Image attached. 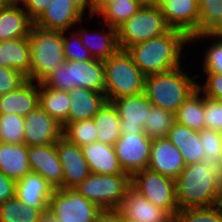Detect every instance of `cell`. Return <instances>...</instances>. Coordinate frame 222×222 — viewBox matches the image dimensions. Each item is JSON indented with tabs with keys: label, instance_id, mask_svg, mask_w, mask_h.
<instances>
[{
	"label": "cell",
	"instance_id": "cell-10",
	"mask_svg": "<svg viewBox=\"0 0 222 222\" xmlns=\"http://www.w3.org/2000/svg\"><path fill=\"white\" fill-rule=\"evenodd\" d=\"M131 186L152 204L172 216L179 209L176 202L175 180L145 168L131 176Z\"/></svg>",
	"mask_w": 222,
	"mask_h": 222
},
{
	"label": "cell",
	"instance_id": "cell-7",
	"mask_svg": "<svg viewBox=\"0 0 222 222\" xmlns=\"http://www.w3.org/2000/svg\"><path fill=\"white\" fill-rule=\"evenodd\" d=\"M171 28L165 21L158 4H143L126 22L117 28L120 49L159 37Z\"/></svg>",
	"mask_w": 222,
	"mask_h": 222
},
{
	"label": "cell",
	"instance_id": "cell-40",
	"mask_svg": "<svg viewBox=\"0 0 222 222\" xmlns=\"http://www.w3.org/2000/svg\"><path fill=\"white\" fill-rule=\"evenodd\" d=\"M63 31V52L66 61H87L94 59L90 51L83 45L78 32H70V37Z\"/></svg>",
	"mask_w": 222,
	"mask_h": 222
},
{
	"label": "cell",
	"instance_id": "cell-8",
	"mask_svg": "<svg viewBox=\"0 0 222 222\" xmlns=\"http://www.w3.org/2000/svg\"><path fill=\"white\" fill-rule=\"evenodd\" d=\"M131 186L129 174L100 175L90 173L76 190L101 210H116Z\"/></svg>",
	"mask_w": 222,
	"mask_h": 222
},
{
	"label": "cell",
	"instance_id": "cell-16",
	"mask_svg": "<svg viewBox=\"0 0 222 222\" xmlns=\"http://www.w3.org/2000/svg\"><path fill=\"white\" fill-rule=\"evenodd\" d=\"M112 103L116 107L121 120V133H145L144 127L152 104L144 92L134 96L118 98Z\"/></svg>",
	"mask_w": 222,
	"mask_h": 222
},
{
	"label": "cell",
	"instance_id": "cell-1",
	"mask_svg": "<svg viewBox=\"0 0 222 222\" xmlns=\"http://www.w3.org/2000/svg\"><path fill=\"white\" fill-rule=\"evenodd\" d=\"M179 209L218 205L222 192V162L202 159L186 165L175 179Z\"/></svg>",
	"mask_w": 222,
	"mask_h": 222
},
{
	"label": "cell",
	"instance_id": "cell-49",
	"mask_svg": "<svg viewBox=\"0 0 222 222\" xmlns=\"http://www.w3.org/2000/svg\"><path fill=\"white\" fill-rule=\"evenodd\" d=\"M73 5H75L83 14L86 9H89L90 14V0H69Z\"/></svg>",
	"mask_w": 222,
	"mask_h": 222
},
{
	"label": "cell",
	"instance_id": "cell-26",
	"mask_svg": "<svg viewBox=\"0 0 222 222\" xmlns=\"http://www.w3.org/2000/svg\"><path fill=\"white\" fill-rule=\"evenodd\" d=\"M167 138L180 150L186 165L198 163L204 159L199 131L175 122Z\"/></svg>",
	"mask_w": 222,
	"mask_h": 222
},
{
	"label": "cell",
	"instance_id": "cell-18",
	"mask_svg": "<svg viewBox=\"0 0 222 222\" xmlns=\"http://www.w3.org/2000/svg\"><path fill=\"white\" fill-rule=\"evenodd\" d=\"M185 167L180 150L167 137L152 139L148 169L175 180Z\"/></svg>",
	"mask_w": 222,
	"mask_h": 222
},
{
	"label": "cell",
	"instance_id": "cell-13",
	"mask_svg": "<svg viewBox=\"0 0 222 222\" xmlns=\"http://www.w3.org/2000/svg\"><path fill=\"white\" fill-rule=\"evenodd\" d=\"M56 150L63 168V188H75L90 174L82 148L62 136Z\"/></svg>",
	"mask_w": 222,
	"mask_h": 222
},
{
	"label": "cell",
	"instance_id": "cell-42",
	"mask_svg": "<svg viewBox=\"0 0 222 222\" xmlns=\"http://www.w3.org/2000/svg\"><path fill=\"white\" fill-rule=\"evenodd\" d=\"M205 128L222 133V100H211L204 96Z\"/></svg>",
	"mask_w": 222,
	"mask_h": 222
},
{
	"label": "cell",
	"instance_id": "cell-23",
	"mask_svg": "<svg viewBox=\"0 0 222 222\" xmlns=\"http://www.w3.org/2000/svg\"><path fill=\"white\" fill-rule=\"evenodd\" d=\"M82 148L83 155L88 163L90 173L100 175H116L124 173L119 165L113 145L94 141Z\"/></svg>",
	"mask_w": 222,
	"mask_h": 222
},
{
	"label": "cell",
	"instance_id": "cell-2",
	"mask_svg": "<svg viewBox=\"0 0 222 222\" xmlns=\"http://www.w3.org/2000/svg\"><path fill=\"white\" fill-rule=\"evenodd\" d=\"M190 38L182 31L170 29L164 35L130 46L126 51L145 76L167 72L181 66L183 45Z\"/></svg>",
	"mask_w": 222,
	"mask_h": 222
},
{
	"label": "cell",
	"instance_id": "cell-9",
	"mask_svg": "<svg viewBox=\"0 0 222 222\" xmlns=\"http://www.w3.org/2000/svg\"><path fill=\"white\" fill-rule=\"evenodd\" d=\"M48 209L58 222H96L103 211L76 188L54 189Z\"/></svg>",
	"mask_w": 222,
	"mask_h": 222
},
{
	"label": "cell",
	"instance_id": "cell-43",
	"mask_svg": "<svg viewBox=\"0 0 222 222\" xmlns=\"http://www.w3.org/2000/svg\"><path fill=\"white\" fill-rule=\"evenodd\" d=\"M27 81L21 72L0 66V96L15 91Z\"/></svg>",
	"mask_w": 222,
	"mask_h": 222
},
{
	"label": "cell",
	"instance_id": "cell-46",
	"mask_svg": "<svg viewBox=\"0 0 222 222\" xmlns=\"http://www.w3.org/2000/svg\"><path fill=\"white\" fill-rule=\"evenodd\" d=\"M16 182L0 172V204L15 196Z\"/></svg>",
	"mask_w": 222,
	"mask_h": 222
},
{
	"label": "cell",
	"instance_id": "cell-24",
	"mask_svg": "<svg viewBox=\"0 0 222 222\" xmlns=\"http://www.w3.org/2000/svg\"><path fill=\"white\" fill-rule=\"evenodd\" d=\"M37 84L27 80L15 91L0 96V114H16L25 117L34 110L39 105V83Z\"/></svg>",
	"mask_w": 222,
	"mask_h": 222
},
{
	"label": "cell",
	"instance_id": "cell-54",
	"mask_svg": "<svg viewBox=\"0 0 222 222\" xmlns=\"http://www.w3.org/2000/svg\"><path fill=\"white\" fill-rule=\"evenodd\" d=\"M10 2L20 3L22 0H9Z\"/></svg>",
	"mask_w": 222,
	"mask_h": 222
},
{
	"label": "cell",
	"instance_id": "cell-45",
	"mask_svg": "<svg viewBox=\"0 0 222 222\" xmlns=\"http://www.w3.org/2000/svg\"><path fill=\"white\" fill-rule=\"evenodd\" d=\"M52 0H22L24 10L28 13L30 19L35 22L46 10Z\"/></svg>",
	"mask_w": 222,
	"mask_h": 222
},
{
	"label": "cell",
	"instance_id": "cell-36",
	"mask_svg": "<svg viewBox=\"0 0 222 222\" xmlns=\"http://www.w3.org/2000/svg\"><path fill=\"white\" fill-rule=\"evenodd\" d=\"M96 134L97 129L93 118L66 123L63 126V136L80 147L97 141Z\"/></svg>",
	"mask_w": 222,
	"mask_h": 222
},
{
	"label": "cell",
	"instance_id": "cell-28",
	"mask_svg": "<svg viewBox=\"0 0 222 222\" xmlns=\"http://www.w3.org/2000/svg\"><path fill=\"white\" fill-rule=\"evenodd\" d=\"M103 26L104 28L105 26L108 27V31L101 29L102 33L95 34L94 32L90 34L84 28L77 31L83 45L90 51L93 58L100 60L108 59L120 49L117 29L105 24Z\"/></svg>",
	"mask_w": 222,
	"mask_h": 222
},
{
	"label": "cell",
	"instance_id": "cell-48",
	"mask_svg": "<svg viewBox=\"0 0 222 222\" xmlns=\"http://www.w3.org/2000/svg\"><path fill=\"white\" fill-rule=\"evenodd\" d=\"M112 0H90V18H93L103 7Z\"/></svg>",
	"mask_w": 222,
	"mask_h": 222
},
{
	"label": "cell",
	"instance_id": "cell-38",
	"mask_svg": "<svg viewBox=\"0 0 222 222\" xmlns=\"http://www.w3.org/2000/svg\"><path fill=\"white\" fill-rule=\"evenodd\" d=\"M208 38L214 39L206 53H204L202 67L204 72H214L217 74H222V33L219 34H201L198 36H193L190 38V42L197 40H204ZM216 38V39H215Z\"/></svg>",
	"mask_w": 222,
	"mask_h": 222
},
{
	"label": "cell",
	"instance_id": "cell-41",
	"mask_svg": "<svg viewBox=\"0 0 222 222\" xmlns=\"http://www.w3.org/2000/svg\"><path fill=\"white\" fill-rule=\"evenodd\" d=\"M199 137L203 147L204 159L212 162H222L221 132L204 128L199 131Z\"/></svg>",
	"mask_w": 222,
	"mask_h": 222
},
{
	"label": "cell",
	"instance_id": "cell-47",
	"mask_svg": "<svg viewBox=\"0 0 222 222\" xmlns=\"http://www.w3.org/2000/svg\"><path fill=\"white\" fill-rule=\"evenodd\" d=\"M96 222H120V214L116 210H103Z\"/></svg>",
	"mask_w": 222,
	"mask_h": 222
},
{
	"label": "cell",
	"instance_id": "cell-29",
	"mask_svg": "<svg viewBox=\"0 0 222 222\" xmlns=\"http://www.w3.org/2000/svg\"><path fill=\"white\" fill-rule=\"evenodd\" d=\"M39 106L62 126L67 123L69 113L68 91L52 89L39 82Z\"/></svg>",
	"mask_w": 222,
	"mask_h": 222
},
{
	"label": "cell",
	"instance_id": "cell-5",
	"mask_svg": "<svg viewBox=\"0 0 222 222\" xmlns=\"http://www.w3.org/2000/svg\"><path fill=\"white\" fill-rule=\"evenodd\" d=\"M104 62L105 89L107 102L144 92L145 75L134 64L126 50L119 49Z\"/></svg>",
	"mask_w": 222,
	"mask_h": 222
},
{
	"label": "cell",
	"instance_id": "cell-37",
	"mask_svg": "<svg viewBox=\"0 0 222 222\" xmlns=\"http://www.w3.org/2000/svg\"><path fill=\"white\" fill-rule=\"evenodd\" d=\"M173 222H222V208L218 205L178 209Z\"/></svg>",
	"mask_w": 222,
	"mask_h": 222
},
{
	"label": "cell",
	"instance_id": "cell-31",
	"mask_svg": "<svg viewBox=\"0 0 222 222\" xmlns=\"http://www.w3.org/2000/svg\"><path fill=\"white\" fill-rule=\"evenodd\" d=\"M175 117L177 123L187 126L190 129L196 131L204 129V95L196 89L180 105L175 113Z\"/></svg>",
	"mask_w": 222,
	"mask_h": 222
},
{
	"label": "cell",
	"instance_id": "cell-44",
	"mask_svg": "<svg viewBox=\"0 0 222 222\" xmlns=\"http://www.w3.org/2000/svg\"><path fill=\"white\" fill-rule=\"evenodd\" d=\"M207 77L203 86L197 83V89L211 100H222V74L204 72Z\"/></svg>",
	"mask_w": 222,
	"mask_h": 222
},
{
	"label": "cell",
	"instance_id": "cell-51",
	"mask_svg": "<svg viewBox=\"0 0 222 222\" xmlns=\"http://www.w3.org/2000/svg\"><path fill=\"white\" fill-rule=\"evenodd\" d=\"M142 4H158V0H139Z\"/></svg>",
	"mask_w": 222,
	"mask_h": 222
},
{
	"label": "cell",
	"instance_id": "cell-12",
	"mask_svg": "<svg viewBox=\"0 0 222 222\" xmlns=\"http://www.w3.org/2000/svg\"><path fill=\"white\" fill-rule=\"evenodd\" d=\"M24 118V144L28 147L56 144L63 136V126L39 105Z\"/></svg>",
	"mask_w": 222,
	"mask_h": 222
},
{
	"label": "cell",
	"instance_id": "cell-33",
	"mask_svg": "<svg viewBox=\"0 0 222 222\" xmlns=\"http://www.w3.org/2000/svg\"><path fill=\"white\" fill-rule=\"evenodd\" d=\"M139 0H112L95 16L104 18L103 24L118 28L133 16L141 7Z\"/></svg>",
	"mask_w": 222,
	"mask_h": 222
},
{
	"label": "cell",
	"instance_id": "cell-52",
	"mask_svg": "<svg viewBox=\"0 0 222 222\" xmlns=\"http://www.w3.org/2000/svg\"><path fill=\"white\" fill-rule=\"evenodd\" d=\"M9 0H0V7L10 4Z\"/></svg>",
	"mask_w": 222,
	"mask_h": 222
},
{
	"label": "cell",
	"instance_id": "cell-15",
	"mask_svg": "<svg viewBox=\"0 0 222 222\" xmlns=\"http://www.w3.org/2000/svg\"><path fill=\"white\" fill-rule=\"evenodd\" d=\"M159 7L171 29L180 30L189 38L196 36L199 23L198 0H163Z\"/></svg>",
	"mask_w": 222,
	"mask_h": 222
},
{
	"label": "cell",
	"instance_id": "cell-17",
	"mask_svg": "<svg viewBox=\"0 0 222 222\" xmlns=\"http://www.w3.org/2000/svg\"><path fill=\"white\" fill-rule=\"evenodd\" d=\"M28 160L32 172L42 176L54 189L63 188V168L56 144L28 147Z\"/></svg>",
	"mask_w": 222,
	"mask_h": 222
},
{
	"label": "cell",
	"instance_id": "cell-4",
	"mask_svg": "<svg viewBox=\"0 0 222 222\" xmlns=\"http://www.w3.org/2000/svg\"><path fill=\"white\" fill-rule=\"evenodd\" d=\"M40 83L63 91L79 87L104 93V62L95 58L87 61H65L48 73Z\"/></svg>",
	"mask_w": 222,
	"mask_h": 222
},
{
	"label": "cell",
	"instance_id": "cell-11",
	"mask_svg": "<svg viewBox=\"0 0 222 222\" xmlns=\"http://www.w3.org/2000/svg\"><path fill=\"white\" fill-rule=\"evenodd\" d=\"M152 139L146 133H121L114 148L118 162L124 173L132 176L147 168Z\"/></svg>",
	"mask_w": 222,
	"mask_h": 222
},
{
	"label": "cell",
	"instance_id": "cell-25",
	"mask_svg": "<svg viewBox=\"0 0 222 222\" xmlns=\"http://www.w3.org/2000/svg\"><path fill=\"white\" fill-rule=\"evenodd\" d=\"M0 172L15 182L31 172L28 160V146L24 143L0 142Z\"/></svg>",
	"mask_w": 222,
	"mask_h": 222
},
{
	"label": "cell",
	"instance_id": "cell-39",
	"mask_svg": "<svg viewBox=\"0 0 222 222\" xmlns=\"http://www.w3.org/2000/svg\"><path fill=\"white\" fill-rule=\"evenodd\" d=\"M25 118L16 114H0V142L24 143Z\"/></svg>",
	"mask_w": 222,
	"mask_h": 222
},
{
	"label": "cell",
	"instance_id": "cell-30",
	"mask_svg": "<svg viewBox=\"0 0 222 222\" xmlns=\"http://www.w3.org/2000/svg\"><path fill=\"white\" fill-rule=\"evenodd\" d=\"M93 119L97 129V141L114 146L121 135V120L113 103L106 102Z\"/></svg>",
	"mask_w": 222,
	"mask_h": 222
},
{
	"label": "cell",
	"instance_id": "cell-20",
	"mask_svg": "<svg viewBox=\"0 0 222 222\" xmlns=\"http://www.w3.org/2000/svg\"><path fill=\"white\" fill-rule=\"evenodd\" d=\"M54 187L35 172L25 174L16 182L15 195L25 205L48 208Z\"/></svg>",
	"mask_w": 222,
	"mask_h": 222
},
{
	"label": "cell",
	"instance_id": "cell-6",
	"mask_svg": "<svg viewBox=\"0 0 222 222\" xmlns=\"http://www.w3.org/2000/svg\"><path fill=\"white\" fill-rule=\"evenodd\" d=\"M28 40L31 69L26 78L39 83L48 73L66 61L63 52V32L45 30L33 25Z\"/></svg>",
	"mask_w": 222,
	"mask_h": 222
},
{
	"label": "cell",
	"instance_id": "cell-32",
	"mask_svg": "<svg viewBox=\"0 0 222 222\" xmlns=\"http://www.w3.org/2000/svg\"><path fill=\"white\" fill-rule=\"evenodd\" d=\"M199 23L196 36L222 33V0H198Z\"/></svg>",
	"mask_w": 222,
	"mask_h": 222
},
{
	"label": "cell",
	"instance_id": "cell-34",
	"mask_svg": "<svg viewBox=\"0 0 222 222\" xmlns=\"http://www.w3.org/2000/svg\"><path fill=\"white\" fill-rule=\"evenodd\" d=\"M47 209L25 205L15 195L0 204V222H39L41 213Z\"/></svg>",
	"mask_w": 222,
	"mask_h": 222
},
{
	"label": "cell",
	"instance_id": "cell-50",
	"mask_svg": "<svg viewBox=\"0 0 222 222\" xmlns=\"http://www.w3.org/2000/svg\"><path fill=\"white\" fill-rule=\"evenodd\" d=\"M39 222H58L54 215L47 209L40 215Z\"/></svg>",
	"mask_w": 222,
	"mask_h": 222
},
{
	"label": "cell",
	"instance_id": "cell-14",
	"mask_svg": "<svg viewBox=\"0 0 222 222\" xmlns=\"http://www.w3.org/2000/svg\"><path fill=\"white\" fill-rule=\"evenodd\" d=\"M116 211L123 218L139 222H173V216L168 211L152 204L132 186Z\"/></svg>",
	"mask_w": 222,
	"mask_h": 222
},
{
	"label": "cell",
	"instance_id": "cell-21",
	"mask_svg": "<svg viewBox=\"0 0 222 222\" xmlns=\"http://www.w3.org/2000/svg\"><path fill=\"white\" fill-rule=\"evenodd\" d=\"M33 25L21 3L11 2L0 7V42L28 37Z\"/></svg>",
	"mask_w": 222,
	"mask_h": 222
},
{
	"label": "cell",
	"instance_id": "cell-53",
	"mask_svg": "<svg viewBox=\"0 0 222 222\" xmlns=\"http://www.w3.org/2000/svg\"><path fill=\"white\" fill-rule=\"evenodd\" d=\"M120 222H139V221L126 219V218H123V217L120 216Z\"/></svg>",
	"mask_w": 222,
	"mask_h": 222
},
{
	"label": "cell",
	"instance_id": "cell-19",
	"mask_svg": "<svg viewBox=\"0 0 222 222\" xmlns=\"http://www.w3.org/2000/svg\"><path fill=\"white\" fill-rule=\"evenodd\" d=\"M83 20V13L69 0H52L34 25L45 30L68 31Z\"/></svg>",
	"mask_w": 222,
	"mask_h": 222
},
{
	"label": "cell",
	"instance_id": "cell-55",
	"mask_svg": "<svg viewBox=\"0 0 222 222\" xmlns=\"http://www.w3.org/2000/svg\"><path fill=\"white\" fill-rule=\"evenodd\" d=\"M219 205H220V206H221V208H222V192H221V198H220Z\"/></svg>",
	"mask_w": 222,
	"mask_h": 222
},
{
	"label": "cell",
	"instance_id": "cell-22",
	"mask_svg": "<svg viewBox=\"0 0 222 222\" xmlns=\"http://www.w3.org/2000/svg\"><path fill=\"white\" fill-rule=\"evenodd\" d=\"M68 94L70 108L67 123L92 119L107 102L105 93L85 88H73Z\"/></svg>",
	"mask_w": 222,
	"mask_h": 222
},
{
	"label": "cell",
	"instance_id": "cell-35",
	"mask_svg": "<svg viewBox=\"0 0 222 222\" xmlns=\"http://www.w3.org/2000/svg\"><path fill=\"white\" fill-rule=\"evenodd\" d=\"M175 122L174 112L152 105L148 112L144 132L151 139L165 138Z\"/></svg>",
	"mask_w": 222,
	"mask_h": 222
},
{
	"label": "cell",
	"instance_id": "cell-3",
	"mask_svg": "<svg viewBox=\"0 0 222 222\" xmlns=\"http://www.w3.org/2000/svg\"><path fill=\"white\" fill-rule=\"evenodd\" d=\"M196 89L197 82L181 66L145 77L144 94L150 103L174 113Z\"/></svg>",
	"mask_w": 222,
	"mask_h": 222
},
{
	"label": "cell",
	"instance_id": "cell-27",
	"mask_svg": "<svg viewBox=\"0 0 222 222\" xmlns=\"http://www.w3.org/2000/svg\"><path fill=\"white\" fill-rule=\"evenodd\" d=\"M30 57L28 37L0 42V66L15 69L27 77L31 69Z\"/></svg>",
	"mask_w": 222,
	"mask_h": 222
}]
</instances>
